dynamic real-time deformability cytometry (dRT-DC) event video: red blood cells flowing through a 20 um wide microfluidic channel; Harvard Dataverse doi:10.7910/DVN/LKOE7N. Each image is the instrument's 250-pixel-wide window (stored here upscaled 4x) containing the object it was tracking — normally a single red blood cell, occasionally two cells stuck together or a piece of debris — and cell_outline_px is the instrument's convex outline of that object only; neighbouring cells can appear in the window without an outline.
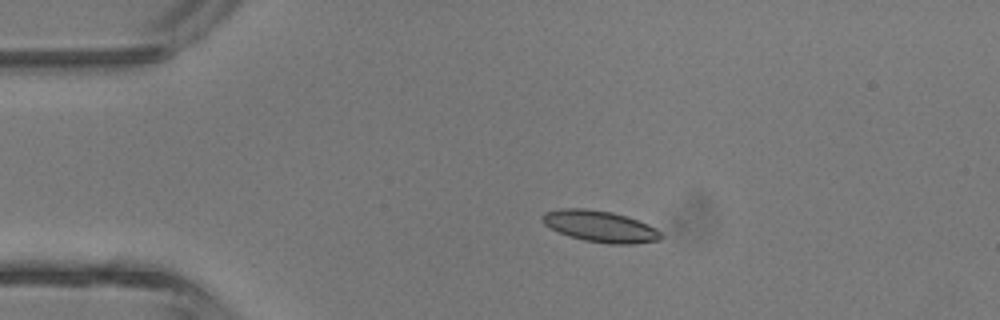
{"species": "common noctule bat (a hibernating species)", "species_latin": "Nyctalus noctula", "temperature_condition": "room temperature", "stored_images_in_passage": 4, "camera_frame_rate_fps": 3000, "um_per_image_px": 0.085, "animal": {"sex": "male", "body_mass_g": 13.3}, "frame": {"image": 1, "passage_image": 3, "time_ms": 2.333, "image_size_px": [1000, 320], "cell_outline_px": [[664, 236], [660, 240], [632, 244], [608, 244], [584, 240], [568, 236], [544, 224], [540, 216], [544, 212], [560, 208], [584, 208], [612, 212], [648, 224], [656, 228]], "centroid_in_image_um": [51.0, 19.24], "position_along_channel_um": 34.0, "area_um2": 21.68}}